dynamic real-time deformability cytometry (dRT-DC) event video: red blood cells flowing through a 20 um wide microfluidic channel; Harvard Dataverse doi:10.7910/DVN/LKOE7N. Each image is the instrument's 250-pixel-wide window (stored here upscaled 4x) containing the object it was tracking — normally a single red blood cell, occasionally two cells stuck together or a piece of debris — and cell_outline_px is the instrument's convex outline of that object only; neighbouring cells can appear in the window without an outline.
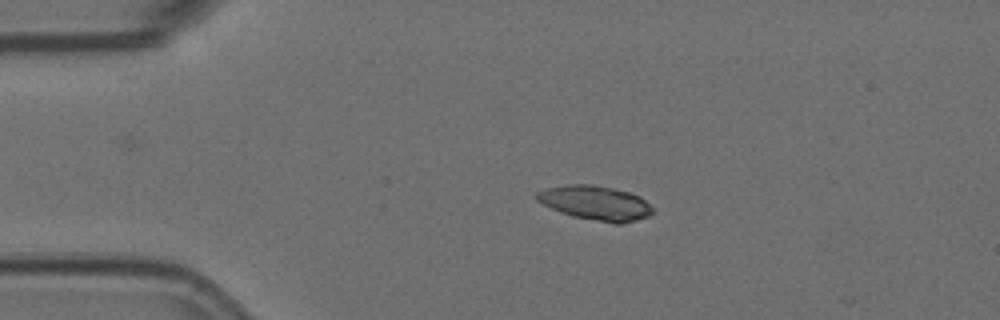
{"species": "Egyptian fruit bat (a non-hibernating species)", "species_latin": "Rousettus aegyptiacus", "temperature_condition": "room temperature", "stored_images_in_passage": 16, "camera_frame_rate_fps": 3000, "um_per_image_px": 0.085, "animal": {"sex": "female"}, "frame": {"image": 1, "passage_image": 11, "time_ms": 3.333, "image_size_px": [1000, 320], "cell_outline_px": [[656, 212], [648, 216], [636, 220], [620, 224], [612, 224], [572, 216], [560, 212], [536, 200], [536, 192], [548, 188], [568, 184], [592, 184], [612, 188], [628, 192], [640, 196]], "centroid_in_image_um": [50.63, 17.26], "position_along_channel_um": 34.4, "area_um2": 23.24}}